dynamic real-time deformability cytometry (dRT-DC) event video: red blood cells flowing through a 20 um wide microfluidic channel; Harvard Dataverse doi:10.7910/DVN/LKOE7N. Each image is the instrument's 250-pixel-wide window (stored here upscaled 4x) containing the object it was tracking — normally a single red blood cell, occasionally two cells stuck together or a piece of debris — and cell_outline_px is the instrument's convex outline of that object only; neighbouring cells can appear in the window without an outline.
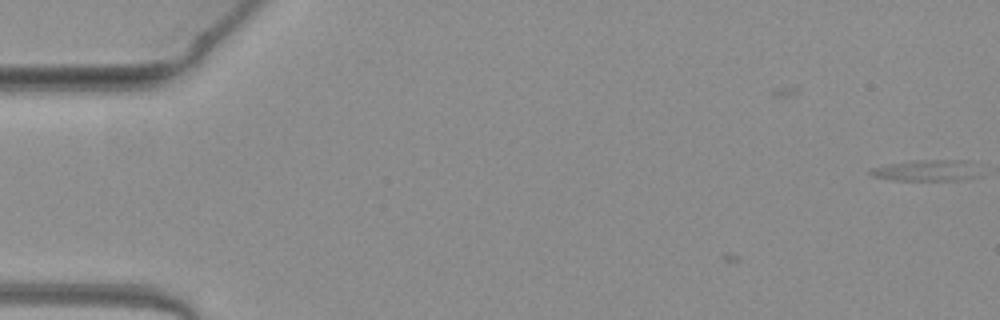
{"species": "common noctule bat (a hibernating species)", "species_latin": "Nyctalus noctula", "temperature_condition": "warm", "stored_images_in_passage": 5, "camera_frame_rate_fps": 3000, "um_per_image_px": 0.085, "animal": {"sex": "female", "body_mass_g": 19.3, "forearm_length_mm": 54.1}, "frame": {"image": 1, "passage_image": 5, "time_ms": 1.333, "image_size_px": [1000, 320], "cell_outline_px": [[984, 176], [960, 180], [892, 180], [872, 176], [868, 172], [872, 168], [888, 164], [912, 160], [960, 160]], "centroid_in_image_um": [78.68, 14.51], "position_along_channel_um": 6.3, "area_um2": 13.24}}